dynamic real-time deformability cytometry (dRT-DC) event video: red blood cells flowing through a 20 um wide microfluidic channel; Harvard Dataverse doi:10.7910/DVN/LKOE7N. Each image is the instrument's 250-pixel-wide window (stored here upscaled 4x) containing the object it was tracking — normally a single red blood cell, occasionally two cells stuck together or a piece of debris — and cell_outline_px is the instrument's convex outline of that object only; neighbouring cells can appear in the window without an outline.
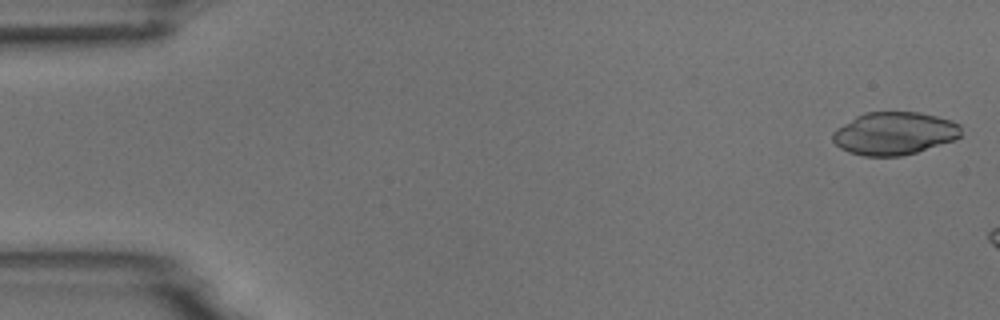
{"species": "common noctule bat (a hibernating species)", "species_latin": "Nyctalus noctula", "temperature_condition": "room temperature", "stored_images_in_passage": 3, "camera_frame_rate_fps": 3000, "um_per_image_px": 0.085, "animal": {"sex": "male", "body_mass_g": 18.8}, "frame": {"image": 1, "passage_image": 1, "time_ms": 0.0, "image_size_px": [1000, 320], "cell_outline_px": [[960, 136], [956, 140], [916, 152], [900, 156], [864, 156], [848, 152], [840, 148], [832, 140], [832, 132], [836, 128], [856, 116], [864, 112], [920, 112], [952, 120], [960, 124]], "centroid_in_image_um": [76.01, 11.34], "position_along_channel_um": 9.0, "area_um2": 32.19}}